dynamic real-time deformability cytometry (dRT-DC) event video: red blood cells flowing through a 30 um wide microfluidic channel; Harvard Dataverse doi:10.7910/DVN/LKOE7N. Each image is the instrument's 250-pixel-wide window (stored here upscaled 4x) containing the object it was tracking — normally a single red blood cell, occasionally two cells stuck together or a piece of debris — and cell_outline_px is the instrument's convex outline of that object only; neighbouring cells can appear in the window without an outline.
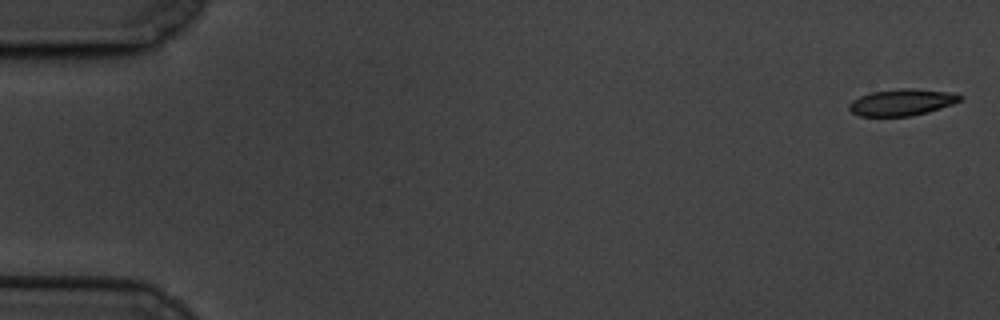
{"species": "common noctule bat (a hibernating species)", "species_latin": "Nyctalus noctula", "temperature_condition": "cold", "stored_images_in_passage": 9, "camera_frame_rate_fps": 3000, "um_per_image_px": 0.085, "animal": {"sex": "male", "body_mass_g": 19.5, "forearm_length_mm": 54.6}, "frame": {"image": 1, "passage_image": 1, "time_ms": 0.0, "image_size_px": [1000, 320], "cell_outline_px": [[964, 96], [960, 100], [952, 104], [928, 112], [912, 116], [860, 116], [852, 112], [848, 108], [848, 104], [852, 100], [868, 92], [900, 88], [912, 88], [956, 92]], "centroid_in_image_um": [76.67, 8.68], "position_along_channel_um": 8.3, "area_um2": 17.46}}
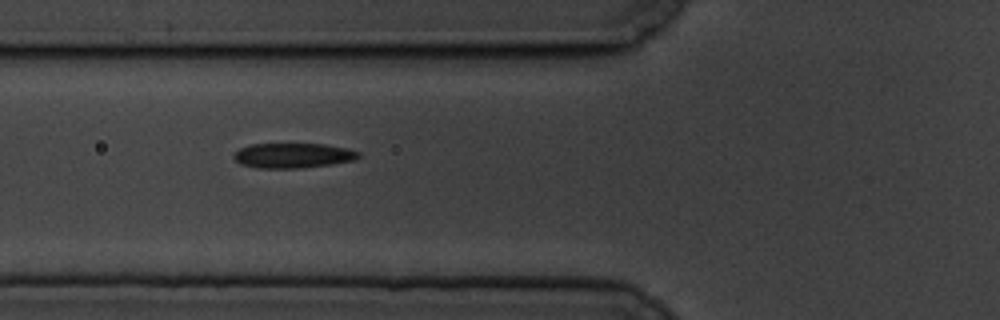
{"frame": {"image": 2, "passage_image": 7, "time_ms": 7.0, "image_size_px": [1000, 320], "cell_outline_px": [[360, 156], [352, 160], [332, 164], [304, 168], [256, 168], [240, 164], [232, 156], [240, 148], [252, 144], [324, 144], [348, 148], [360, 152]], "centroid_in_image_um": [24.9, 13.22], "position_along_channel_um": 100.9, "area_um2": 18.15}}
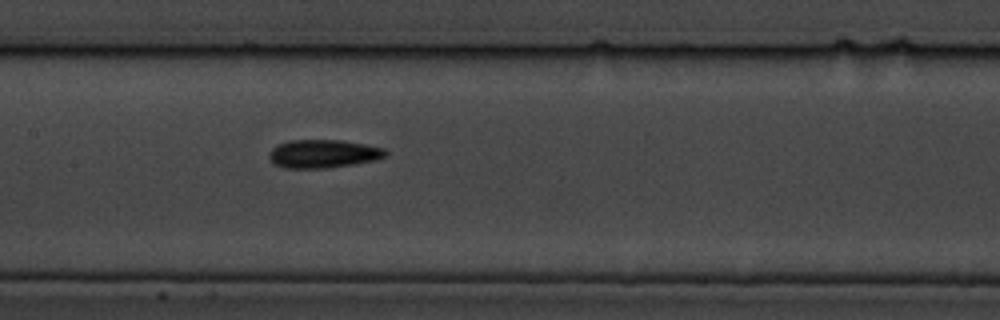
{"frame": {"image": 3, "passage_image": 9, "time_ms": 9.333, "image_size_px": [1000, 320], "cell_outline_px": [[388, 152], [384, 156], [376, 160], [328, 168], [284, 168], [272, 164], [268, 156], [268, 152], [276, 144], [288, 140], [340, 140], [384, 148]], "centroid_in_image_um": [27.39, 13.07], "position_along_channel_um": 180.0, "area_um2": 19.31}}